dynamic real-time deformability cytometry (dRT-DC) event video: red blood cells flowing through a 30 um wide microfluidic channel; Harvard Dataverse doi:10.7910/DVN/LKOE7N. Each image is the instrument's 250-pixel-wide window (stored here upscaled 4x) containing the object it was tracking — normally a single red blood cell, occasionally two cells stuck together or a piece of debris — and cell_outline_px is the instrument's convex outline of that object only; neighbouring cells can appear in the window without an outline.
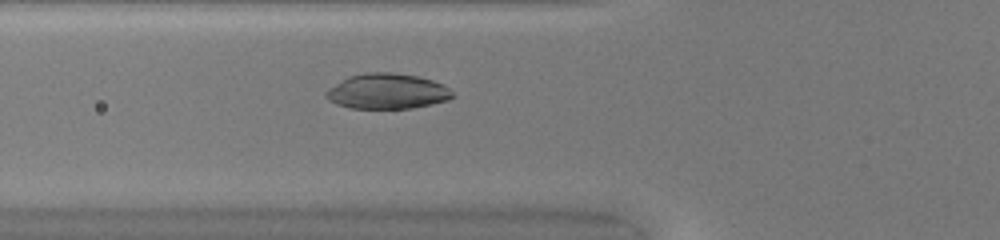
{"species": "common noctule bat (a hibernating species)", "species_latin": "Nyctalus noctula", "temperature_condition": "warm", "stored_images_in_passage": 33, "camera_frame_rate_fps": 3000, "um_per_image_px": 0.085, "animal": {"sex": "female", "body_mass_g": 20.0, "forearm_length_mm": 54.0}, "frame": {"image": 1, "passage_image": 3, "time_ms": 0.667, "image_size_px": [1000, 240], "cell_outline_px": [[456, 96], [448, 100], [432, 104], [412, 108], [348, 108], [336, 104], [328, 100], [324, 96], [324, 92], [328, 88], [348, 76], [364, 72], [392, 72], [416, 76], [432, 80], [444, 84]], "centroid_in_image_um": [32.89, 7.76], "position_along_channel_um": 92.9, "area_um2": 26.3}}
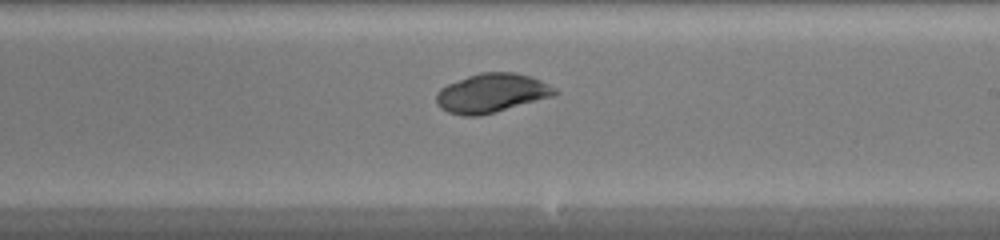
{"frame": {"image": 2, "passage_image": 14, "time_ms": 4.333, "image_size_px": [1000, 240], "cell_outline_px": [[560, 92], [552, 96], [480, 116], [464, 116], [448, 112], [440, 108], [436, 104], [436, 92], [440, 88], [448, 84], [468, 76], [480, 72], [516, 72], [540, 80], [556, 88]], "centroid_in_image_um": [41.76, 7.91], "position_along_channel_um": 247.2, "area_um2": 26.82}}
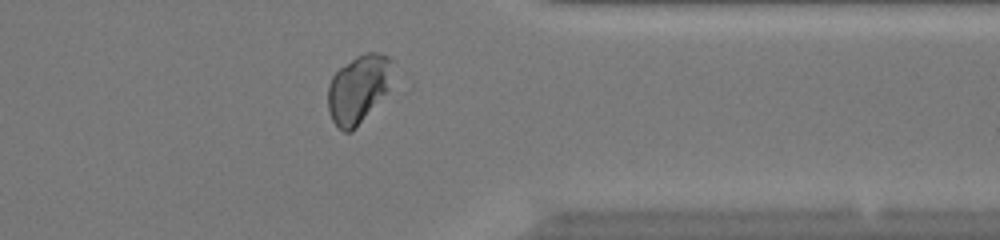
{"frame": {"image": 3, "passage_image": 24, "time_ms": 7.667, "image_size_px": [1000, 240], "cell_outline_px": [[392, 60], [388, 88], [356, 128], [352, 132], [344, 132], [332, 120], [328, 112], [328, 84], [332, 76], [340, 68], [356, 56], [364, 52], [376, 52], [388, 56]], "centroid_in_image_um": [30.41, 7.55], "position_along_channel_um": 381.0, "area_um2": 25.14}, "authors_computed_cell_mechanics": {"area_um2": 26.8192, "velocity_mm_per_s": 4.2013, "shape_relaxation_time_tau1_ms": 2.0622, "shape_relaxation_time_tau2_ms": null, "deformation_change_tau1": 0.0434, "deformation_change_tau2": null}}